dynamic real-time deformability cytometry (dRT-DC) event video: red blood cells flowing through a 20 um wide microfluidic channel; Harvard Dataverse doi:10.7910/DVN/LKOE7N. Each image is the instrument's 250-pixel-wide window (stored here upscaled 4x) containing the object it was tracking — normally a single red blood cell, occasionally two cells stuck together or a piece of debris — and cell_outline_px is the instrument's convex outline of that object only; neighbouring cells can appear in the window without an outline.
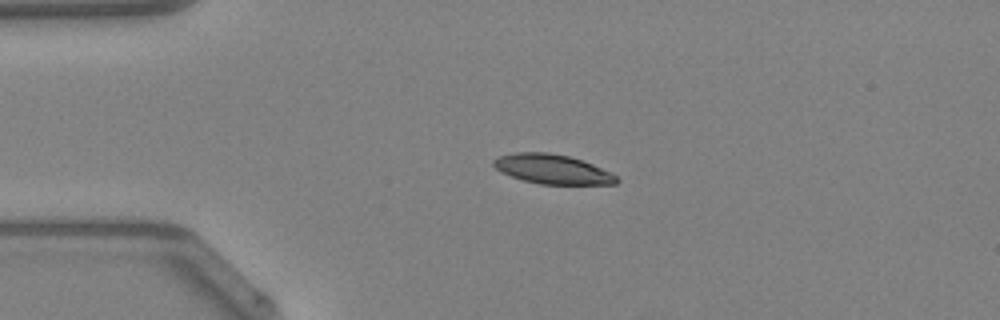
{"species": "Egyptian fruit bat (a non-hibernating species)", "species_latin": "Rousettus aegyptiacus", "temperature_condition": "warm", "stored_images_in_passage": 38, "camera_frame_rate_fps": 3000, "um_per_image_px": 0.085, "animal": {"sex": "female"}, "frame": {"image": 1, "passage_image": 1, "time_ms": 0.0, "image_size_px": [1000, 320], "cell_outline_px": [[620, 180], [616, 184], [540, 184], [524, 180], [500, 172], [492, 164], [492, 160], [500, 156], [516, 152], [548, 152], [568, 156], [592, 164], [616, 176]], "centroid_in_image_um": [46.92, 14.38], "position_along_channel_um": 38.1, "area_um2": 20.87}}
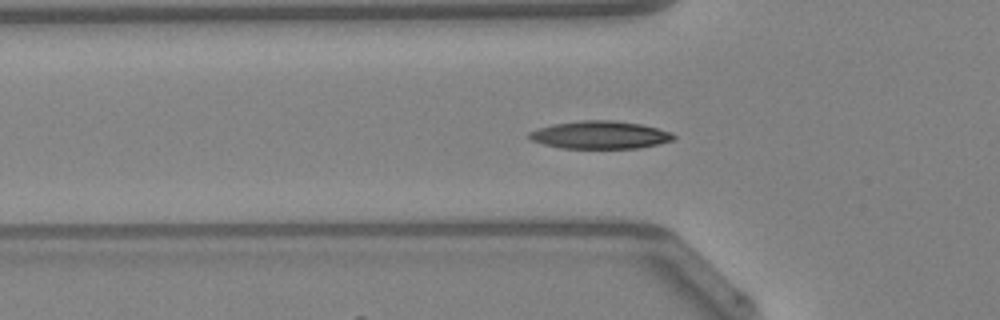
{"frame": {"image": 2, "passage_image": 6, "time_ms": 1.667, "image_size_px": [1000, 320], "cell_outline_px": [[676, 136], [672, 140], [656, 144], [636, 148], [560, 148], [544, 144], [532, 140], [528, 136], [528, 132], [552, 124], [580, 120], [612, 120], [640, 124], [672, 132]], "centroid_in_image_um": [50.98, 11.46], "position_along_channel_um": 74.8, "area_um2": 23.18}, "authors_computed_cell_mechanics": {"area_um2": 22.3686, "velocity_mm_per_s": 4.2547, "shape_relaxation_time_tau1_ms": 5.2677, "shape_relaxation_time_tau2_ms": 3.0381, "deformation_change_tau1": 0.1775, "deformation_change_tau2": 0.0571}}